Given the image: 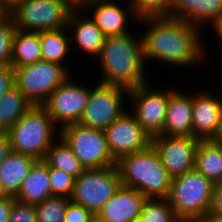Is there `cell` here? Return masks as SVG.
<instances>
[{
	"mask_svg": "<svg viewBox=\"0 0 222 222\" xmlns=\"http://www.w3.org/2000/svg\"><path fill=\"white\" fill-rule=\"evenodd\" d=\"M138 22L145 23L147 28L139 34L145 64L147 59H154L186 68L207 59L202 27L172 17L146 18Z\"/></svg>",
	"mask_w": 222,
	"mask_h": 222,
	"instance_id": "1",
	"label": "cell"
},
{
	"mask_svg": "<svg viewBox=\"0 0 222 222\" xmlns=\"http://www.w3.org/2000/svg\"><path fill=\"white\" fill-rule=\"evenodd\" d=\"M129 33L123 36L105 37L103 47L95 60H99V82L132 89L149 83L145 76L140 36Z\"/></svg>",
	"mask_w": 222,
	"mask_h": 222,
	"instance_id": "2",
	"label": "cell"
},
{
	"mask_svg": "<svg viewBox=\"0 0 222 222\" xmlns=\"http://www.w3.org/2000/svg\"><path fill=\"white\" fill-rule=\"evenodd\" d=\"M122 186L138 190L147 198H167L171 177L152 145L116 161Z\"/></svg>",
	"mask_w": 222,
	"mask_h": 222,
	"instance_id": "3",
	"label": "cell"
},
{
	"mask_svg": "<svg viewBox=\"0 0 222 222\" xmlns=\"http://www.w3.org/2000/svg\"><path fill=\"white\" fill-rule=\"evenodd\" d=\"M214 185L194 168L171 179L166 199L181 222H200L210 209Z\"/></svg>",
	"mask_w": 222,
	"mask_h": 222,
	"instance_id": "4",
	"label": "cell"
},
{
	"mask_svg": "<svg viewBox=\"0 0 222 222\" xmlns=\"http://www.w3.org/2000/svg\"><path fill=\"white\" fill-rule=\"evenodd\" d=\"M55 127L56 123L47 110L42 105H33L7 131L12 151L32 156L36 160H44L55 141V134L60 135L59 128L56 130Z\"/></svg>",
	"mask_w": 222,
	"mask_h": 222,
	"instance_id": "5",
	"label": "cell"
},
{
	"mask_svg": "<svg viewBox=\"0 0 222 222\" xmlns=\"http://www.w3.org/2000/svg\"><path fill=\"white\" fill-rule=\"evenodd\" d=\"M76 6L72 0H23L10 14L16 29L39 33L66 28Z\"/></svg>",
	"mask_w": 222,
	"mask_h": 222,
	"instance_id": "6",
	"label": "cell"
},
{
	"mask_svg": "<svg viewBox=\"0 0 222 222\" xmlns=\"http://www.w3.org/2000/svg\"><path fill=\"white\" fill-rule=\"evenodd\" d=\"M70 73L69 67L40 60L35 64L14 68V85L32 105H42L72 75Z\"/></svg>",
	"mask_w": 222,
	"mask_h": 222,
	"instance_id": "7",
	"label": "cell"
},
{
	"mask_svg": "<svg viewBox=\"0 0 222 222\" xmlns=\"http://www.w3.org/2000/svg\"><path fill=\"white\" fill-rule=\"evenodd\" d=\"M121 185L116 165L84 169L75 178L74 191L70 200L82 205L93 215H97Z\"/></svg>",
	"mask_w": 222,
	"mask_h": 222,
	"instance_id": "8",
	"label": "cell"
},
{
	"mask_svg": "<svg viewBox=\"0 0 222 222\" xmlns=\"http://www.w3.org/2000/svg\"><path fill=\"white\" fill-rule=\"evenodd\" d=\"M60 136L71 147L85 169L116 165L104 130L75 123L62 127Z\"/></svg>",
	"mask_w": 222,
	"mask_h": 222,
	"instance_id": "9",
	"label": "cell"
},
{
	"mask_svg": "<svg viewBox=\"0 0 222 222\" xmlns=\"http://www.w3.org/2000/svg\"><path fill=\"white\" fill-rule=\"evenodd\" d=\"M127 88L97 82V85L90 89L87 105L82 114L79 124L105 130L127 109L124 99L128 97ZM125 103V104H124Z\"/></svg>",
	"mask_w": 222,
	"mask_h": 222,
	"instance_id": "10",
	"label": "cell"
},
{
	"mask_svg": "<svg viewBox=\"0 0 222 222\" xmlns=\"http://www.w3.org/2000/svg\"><path fill=\"white\" fill-rule=\"evenodd\" d=\"M148 83L129 89L128 99L133 109L130 113L136 122L149 134L150 137L160 135L166 118V107L169 95L176 89L168 88L155 90Z\"/></svg>",
	"mask_w": 222,
	"mask_h": 222,
	"instance_id": "11",
	"label": "cell"
},
{
	"mask_svg": "<svg viewBox=\"0 0 222 222\" xmlns=\"http://www.w3.org/2000/svg\"><path fill=\"white\" fill-rule=\"evenodd\" d=\"M72 78L69 76L42 104L59 129L79 122L90 94L91 87L80 85Z\"/></svg>",
	"mask_w": 222,
	"mask_h": 222,
	"instance_id": "12",
	"label": "cell"
},
{
	"mask_svg": "<svg viewBox=\"0 0 222 222\" xmlns=\"http://www.w3.org/2000/svg\"><path fill=\"white\" fill-rule=\"evenodd\" d=\"M199 142L200 139L193 136L151 137V145L158 152L171 178L181 176L195 168V153Z\"/></svg>",
	"mask_w": 222,
	"mask_h": 222,
	"instance_id": "13",
	"label": "cell"
},
{
	"mask_svg": "<svg viewBox=\"0 0 222 222\" xmlns=\"http://www.w3.org/2000/svg\"><path fill=\"white\" fill-rule=\"evenodd\" d=\"M104 132L115 161L122 156L143 151L151 145V137L128 110L109 125Z\"/></svg>",
	"mask_w": 222,
	"mask_h": 222,
	"instance_id": "14",
	"label": "cell"
},
{
	"mask_svg": "<svg viewBox=\"0 0 222 222\" xmlns=\"http://www.w3.org/2000/svg\"><path fill=\"white\" fill-rule=\"evenodd\" d=\"M210 92L193 94L192 136L200 140L216 139L222 126V90Z\"/></svg>",
	"mask_w": 222,
	"mask_h": 222,
	"instance_id": "15",
	"label": "cell"
},
{
	"mask_svg": "<svg viewBox=\"0 0 222 222\" xmlns=\"http://www.w3.org/2000/svg\"><path fill=\"white\" fill-rule=\"evenodd\" d=\"M79 6L84 11L88 10L89 14L91 12V18L105 37L123 36L131 33V30L127 29L126 26L127 18L131 15L132 19L135 18L136 22L139 21L129 1L127 4L128 8H123L122 5H119L114 0L82 1Z\"/></svg>",
	"mask_w": 222,
	"mask_h": 222,
	"instance_id": "16",
	"label": "cell"
},
{
	"mask_svg": "<svg viewBox=\"0 0 222 222\" xmlns=\"http://www.w3.org/2000/svg\"><path fill=\"white\" fill-rule=\"evenodd\" d=\"M88 16L91 15L77 5L69 16L67 28L70 29V42H74L77 48H80L79 52L96 58L103 47L105 36L94 20Z\"/></svg>",
	"mask_w": 222,
	"mask_h": 222,
	"instance_id": "17",
	"label": "cell"
},
{
	"mask_svg": "<svg viewBox=\"0 0 222 222\" xmlns=\"http://www.w3.org/2000/svg\"><path fill=\"white\" fill-rule=\"evenodd\" d=\"M147 199L138 190L121 185L96 216L104 222H131L141 216Z\"/></svg>",
	"mask_w": 222,
	"mask_h": 222,
	"instance_id": "18",
	"label": "cell"
},
{
	"mask_svg": "<svg viewBox=\"0 0 222 222\" xmlns=\"http://www.w3.org/2000/svg\"><path fill=\"white\" fill-rule=\"evenodd\" d=\"M177 88L169 95L163 132L160 135L192 136L193 94Z\"/></svg>",
	"mask_w": 222,
	"mask_h": 222,
	"instance_id": "19",
	"label": "cell"
},
{
	"mask_svg": "<svg viewBox=\"0 0 222 222\" xmlns=\"http://www.w3.org/2000/svg\"><path fill=\"white\" fill-rule=\"evenodd\" d=\"M51 196L49 165L44 160H36L22 181L15 199L35 205Z\"/></svg>",
	"mask_w": 222,
	"mask_h": 222,
	"instance_id": "20",
	"label": "cell"
},
{
	"mask_svg": "<svg viewBox=\"0 0 222 222\" xmlns=\"http://www.w3.org/2000/svg\"><path fill=\"white\" fill-rule=\"evenodd\" d=\"M221 11L222 0H173L170 17L204 27Z\"/></svg>",
	"mask_w": 222,
	"mask_h": 222,
	"instance_id": "21",
	"label": "cell"
},
{
	"mask_svg": "<svg viewBox=\"0 0 222 222\" xmlns=\"http://www.w3.org/2000/svg\"><path fill=\"white\" fill-rule=\"evenodd\" d=\"M35 161L32 156L12 151L0 164V184L10 196L16 197Z\"/></svg>",
	"mask_w": 222,
	"mask_h": 222,
	"instance_id": "22",
	"label": "cell"
},
{
	"mask_svg": "<svg viewBox=\"0 0 222 222\" xmlns=\"http://www.w3.org/2000/svg\"><path fill=\"white\" fill-rule=\"evenodd\" d=\"M41 43L38 32H28L16 29L12 42V59L13 68L23 67L35 64L42 60Z\"/></svg>",
	"mask_w": 222,
	"mask_h": 222,
	"instance_id": "23",
	"label": "cell"
},
{
	"mask_svg": "<svg viewBox=\"0 0 222 222\" xmlns=\"http://www.w3.org/2000/svg\"><path fill=\"white\" fill-rule=\"evenodd\" d=\"M195 169L214 184L222 177V146L215 140H200L195 153Z\"/></svg>",
	"mask_w": 222,
	"mask_h": 222,
	"instance_id": "24",
	"label": "cell"
},
{
	"mask_svg": "<svg viewBox=\"0 0 222 222\" xmlns=\"http://www.w3.org/2000/svg\"><path fill=\"white\" fill-rule=\"evenodd\" d=\"M32 106L13 85L0 99V132H7Z\"/></svg>",
	"mask_w": 222,
	"mask_h": 222,
	"instance_id": "25",
	"label": "cell"
},
{
	"mask_svg": "<svg viewBox=\"0 0 222 222\" xmlns=\"http://www.w3.org/2000/svg\"><path fill=\"white\" fill-rule=\"evenodd\" d=\"M39 38L42 48V60L55 62L67 68L68 66L64 64V61L66 56L69 55V51L72 47L70 46L69 29L66 27L57 30L39 32Z\"/></svg>",
	"mask_w": 222,
	"mask_h": 222,
	"instance_id": "26",
	"label": "cell"
},
{
	"mask_svg": "<svg viewBox=\"0 0 222 222\" xmlns=\"http://www.w3.org/2000/svg\"><path fill=\"white\" fill-rule=\"evenodd\" d=\"M52 146L48 149L44 161L53 168L61 169L67 174L77 178L83 171L79 159L73 153L71 147L58 135Z\"/></svg>",
	"mask_w": 222,
	"mask_h": 222,
	"instance_id": "27",
	"label": "cell"
},
{
	"mask_svg": "<svg viewBox=\"0 0 222 222\" xmlns=\"http://www.w3.org/2000/svg\"><path fill=\"white\" fill-rule=\"evenodd\" d=\"M70 201L67 197L51 196L35 204L37 221L64 222L66 208Z\"/></svg>",
	"mask_w": 222,
	"mask_h": 222,
	"instance_id": "28",
	"label": "cell"
},
{
	"mask_svg": "<svg viewBox=\"0 0 222 222\" xmlns=\"http://www.w3.org/2000/svg\"><path fill=\"white\" fill-rule=\"evenodd\" d=\"M141 216L147 222H181L166 198H148Z\"/></svg>",
	"mask_w": 222,
	"mask_h": 222,
	"instance_id": "29",
	"label": "cell"
},
{
	"mask_svg": "<svg viewBox=\"0 0 222 222\" xmlns=\"http://www.w3.org/2000/svg\"><path fill=\"white\" fill-rule=\"evenodd\" d=\"M138 20L170 17L173 0H129Z\"/></svg>",
	"mask_w": 222,
	"mask_h": 222,
	"instance_id": "30",
	"label": "cell"
},
{
	"mask_svg": "<svg viewBox=\"0 0 222 222\" xmlns=\"http://www.w3.org/2000/svg\"><path fill=\"white\" fill-rule=\"evenodd\" d=\"M16 27L11 14L0 13V65H10Z\"/></svg>",
	"mask_w": 222,
	"mask_h": 222,
	"instance_id": "31",
	"label": "cell"
},
{
	"mask_svg": "<svg viewBox=\"0 0 222 222\" xmlns=\"http://www.w3.org/2000/svg\"><path fill=\"white\" fill-rule=\"evenodd\" d=\"M49 179L52 196L71 198L74 191L75 177L61 169L49 166Z\"/></svg>",
	"mask_w": 222,
	"mask_h": 222,
	"instance_id": "32",
	"label": "cell"
},
{
	"mask_svg": "<svg viewBox=\"0 0 222 222\" xmlns=\"http://www.w3.org/2000/svg\"><path fill=\"white\" fill-rule=\"evenodd\" d=\"M9 222H38L34 204H27L14 199Z\"/></svg>",
	"mask_w": 222,
	"mask_h": 222,
	"instance_id": "33",
	"label": "cell"
},
{
	"mask_svg": "<svg viewBox=\"0 0 222 222\" xmlns=\"http://www.w3.org/2000/svg\"><path fill=\"white\" fill-rule=\"evenodd\" d=\"M94 216L82 205L70 201L66 208L64 222H90Z\"/></svg>",
	"mask_w": 222,
	"mask_h": 222,
	"instance_id": "34",
	"label": "cell"
},
{
	"mask_svg": "<svg viewBox=\"0 0 222 222\" xmlns=\"http://www.w3.org/2000/svg\"><path fill=\"white\" fill-rule=\"evenodd\" d=\"M14 85V68L0 65V99Z\"/></svg>",
	"mask_w": 222,
	"mask_h": 222,
	"instance_id": "35",
	"label": "cell"
},
{
	"mask_svg": "<svg viewBox=\"0 0 222 222\" xmlns=\"http://www.w3.org/2000/svg\"><path fill=\"white\" fill-rule=\"evenodd\" d=\"M208 214L222 216V184H215Z\"/></svg>",
	"mask_w": 222,
	"mask_h": 222,
	"instance_id": "36",
	"label": "cell"
},
{
	"mask_svg": "<svg viewBox=\"0 0 222 222\" xmlns=\"http://www.w3.org/2000/svg\"><path fill=\"white\" fill-rule=\"evenodd\" d=\"M12 152L10 138L7 132H0V164Z\"/></svg>",
	"mask_w": 222,
	"mask_h": 222,
	"instance_id": "37",
	"label": "cell"
},
{
	"mask_svg": "<svg viewBox=\"0 0 222 222\" xmlns=\"http://www.w3.org/2000/svg\"><path fill=\"white\" fill-rule=\"evenodd\" d=\"M15 197L0 200V222H9L11 206Z\"/></svg>",
	"mask_w": 222,
	"mask_h": 222,
	"instance_id": "38",
	"label": "cell"
},
{
	"mask_svg": "<svg viewBox=\"0 0 222 222\" xmlns=\"http://www.w3.org/2000/svg\"><path fill=\"white\" fill-rule=\"evenodd\" d=\"M23 0H0V13H11Z\"/></svg>",
	"mask_w": 222,
	"mask_h": 222,
	"instance_id": "39",
	"label": "cell"
},
{
	"mask_svg": "<svg viewBox=\"0 0 222 222\" xmlns=\"http://www.w3.org/2000/svg\"><path fill=\"white\" fill-rule=\"evenodd\" d=\"M212 26V30H214L215 35H217L218 40L222 44V11L219 15L210 23Z\"/></svg>",
	"mask_w": 222,
	"mask_h": 222,
	"instance_id": "40",
	"label": "cell"
},
{
	"mask_svg": "<svg viewBox=\"0 0 222 222\" xmlns=\"http://www.w3.org/2000/svg\"><path fill=\"white\" fill-rule=\"evenodd\" d=\"M200 222H222V216L207 214Z\"/></svg>",
	"mask_w": 222,
	"mask_h": 222,
	"instance_id": "41",
	"label": "cell"
},
{
	"mask_svg": "<svg viewBox=\"0 0 222 222\" xmlns=\"http://www.w3.org/2000/svg\"><path fill=\"white\" fill-rule=\"evenodd\" d=\"M10 197L11 196L8 194V192L0 184V200L9 199Z\"/></svg>",
	"mask_w": 222,
	"mask_h": 222,
	"instance_id": "42",
	"label": "cell"
},
{
	"mask_svg": "<svg viewBox=\"0 0 222 222\" xmlns=\"http://www.w3.org/2000/svg\"><path fill=\"white\" fill-rule=\"evenodd\" d=\"M222 146V126L218 137L215 139Z\"/></svg>",
	"mask_w": 222,
	"mask_h": 222,
	"instance_id": "43",
	"label": "cell"
},
{
	"mask_svg": "<svg viewBox=\"0 0 222 222\" xmlns=\"http://www.w3.org/2000/svg\"><path fill=\"white\" fill-rule=\"evenodd\" d=\"M131 222H147L142 216L136 217Z\"/></svg>",
	"mask_w": 222,
	"mask_h": 222,
	"instance_id": "44",
	"label": "cell"
},
{
	"mask_svg": "<svg viewBox=\"0 0 222 222\" xmlns=\"http://www.w3.org/2000/svg\"><path fill=\"white\" fill-rule=\"evenodd\" d=\"M90 222H104L103 220L99 219L96 215L90 220Z\"/></svg>",
	"mask_w": 222,
	"mask_h": 222,
	"instance_id": "45",
	"label": "cell"
},
{
	"mask_svg": "<svg viewBox=\"0 0 222 222\" xmlns=\"http://www.w3.org/2000/svg\"><path fill=\"white\" fill-rule=\"evenodd\" d=\"M75 4L79 5L83 0H72Z\"/></svg>",
	"mask_w": 222,
	"mask_h": 222,
	"instance_id": "46",
	"label": "cell"
},
{
	"mask_svg": "<svg viewBox=\"0 0 222 222\" xmlns=\"http://www.w3.org/2000/svg\"><path fill=\"white\" fill-rule=\"evenodd\" d=\"M216 184H222V177H221L220 181L218 183H216Z\"/></svg>",
	"mask_w": 222,
	"mask_h": 222,
	"instance_id": "47",
	"label": "cell"
}]
</instances>
